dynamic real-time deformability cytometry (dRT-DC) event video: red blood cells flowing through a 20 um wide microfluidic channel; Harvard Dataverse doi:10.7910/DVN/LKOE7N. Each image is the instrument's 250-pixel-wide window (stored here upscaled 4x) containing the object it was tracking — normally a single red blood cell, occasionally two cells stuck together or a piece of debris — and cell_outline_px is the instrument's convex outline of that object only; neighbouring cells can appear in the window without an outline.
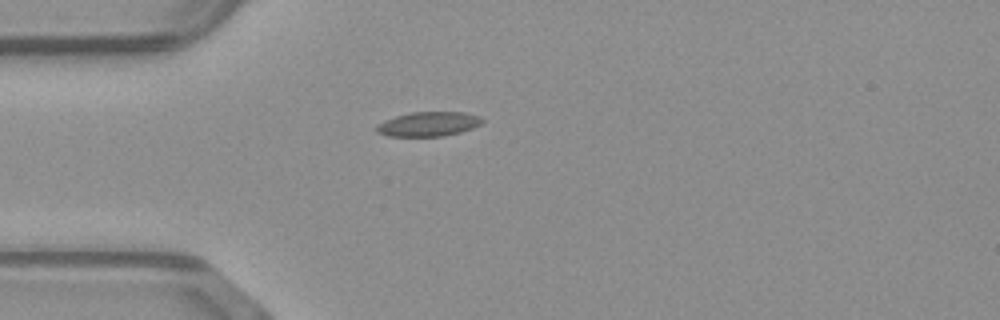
{"species": "common noctule bat (a hibernating species)", "species_latin": "Nyctalus noctula", "temperature_condition": "warm", "stored_images_in_passage": 3, "camera_frame_rate_fps": 3000, "um_per_image_px": 0.085, "animal": {"sex": "male", "body_mass_g": 23.1, "forearm_length_mm": 52.7}, "frame": {"image": 1, "passage_image": 1, "time_ms": 0.0, "image_size_px": [1000, 320], "cell_outline_px": [[484, 120], [480, 124], [472, 128], [460, 132], [444, 136], [388, 136], [376, 132], [376, 124], [384, 120], [396, 116], [412, 112], [464, 112], [480, 116]], "centroid_in_image_um": [36.4, 10.54], "position_along_channel_um": 48.6, "area_um2": 15.09}}